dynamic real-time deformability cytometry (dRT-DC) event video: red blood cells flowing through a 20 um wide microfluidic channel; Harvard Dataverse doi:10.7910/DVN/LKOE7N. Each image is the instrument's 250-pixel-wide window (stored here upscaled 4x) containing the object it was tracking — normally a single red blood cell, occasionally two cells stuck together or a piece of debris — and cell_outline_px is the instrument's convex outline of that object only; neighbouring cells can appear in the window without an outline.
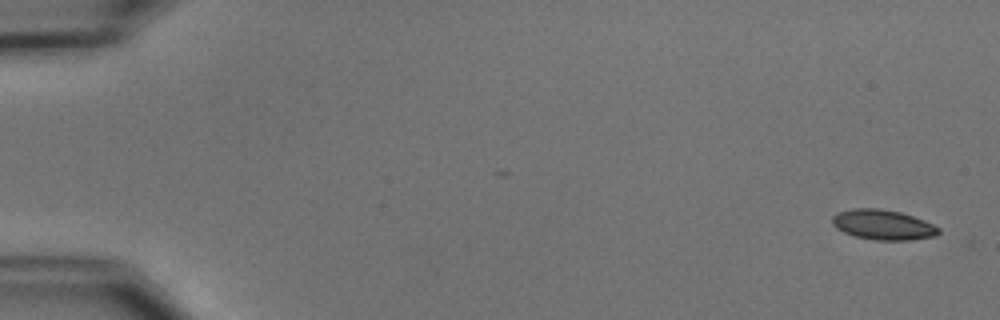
{"species": "common noctule bat (a hibernating species)", "species_latin": "Nyctalus noctula", "temperature_condition": "cold", "stored_images_in_passage": 18, "camera_frame_rate_fps": 3000, "um_per_image_px": 0.085, "animal": {"sex": "male", "body_mass_g": 15.6}, "frame": {"image": 1, "passage_image": 1, "time_ms": 0.0, "image_size_px": [1000, 320], "cell_outline_px": [[940, 232], [936, 236], [912, 240], [876, 240], [852, 236], [836, 228], [832, 224], [832, 216], [836, 212], [852, 208], [876, 208], [900, 212], [924, 220], [940, 228]], "centroid_in_image_um": [75.03, 19.11], "position_along_channel_um": 10.0, "area_um2": 18.79}}
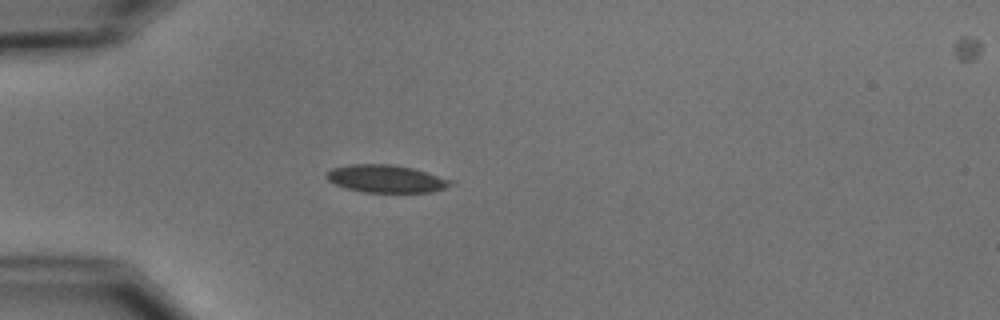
{"frame": {"image": 2, "passage_image": 15, "time_ms": 4.667, "image_size_px": [1000, 320], "cell_outline_px": [[456, 184], [432, 192], [364, 192], [344, 188], [328, 180], [324, 176], [324, 172], [332, 168], [348, 164], [392, 164], [412, 168], [456, 180]], "centroid_in_image_um": [32.83, 15.19], "position_along_channel_um": 52.2, "area_um2": 20.35}}